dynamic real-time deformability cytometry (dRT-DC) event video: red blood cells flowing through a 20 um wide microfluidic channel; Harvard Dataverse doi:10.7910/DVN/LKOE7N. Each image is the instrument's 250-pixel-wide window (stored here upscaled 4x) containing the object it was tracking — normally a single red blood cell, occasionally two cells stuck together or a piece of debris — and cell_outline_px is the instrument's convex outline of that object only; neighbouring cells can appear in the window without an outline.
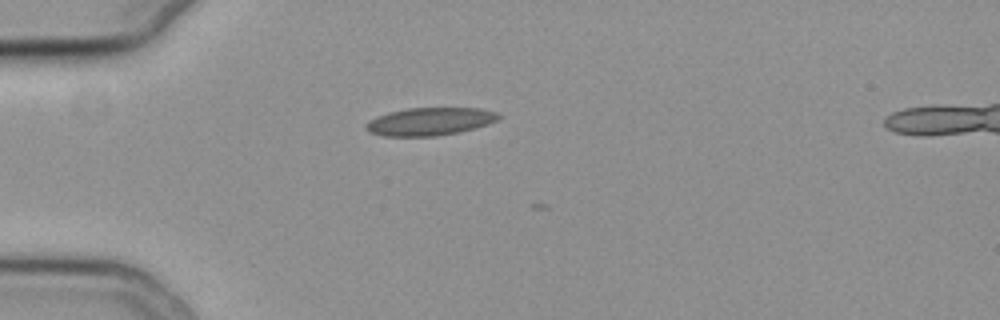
{"species": "common noctule bat (a hibernating species)", "species_latin": "Nyctalus noctula", "temperature_condition": "cold", "stored_images_in_passage": 41, "camera_frame_rate_fps": 3000, "um_per_image_px": 0.085, "animal": {"sex": "female", "body_mass_g": 19.3, "forearm_length_mm": 54.1}, "frame": {"image": 1, "passage_image": 1, "time_ms": 0.0, "image_size_px": [1000, 320], "cell_outline_px": [[500, 116], [496, 120], [488, 124], [460, 132], [436, 136], [384, 136], [368, 132], [364, 128], [364, 124], [376, 116], [388, 112], [408, 108], [480, 108], [496, 112]], "centroid_in_image_um": [36.49, 10.33], "position_along_channel_um": 48.5, "area_um2": 21.56}}
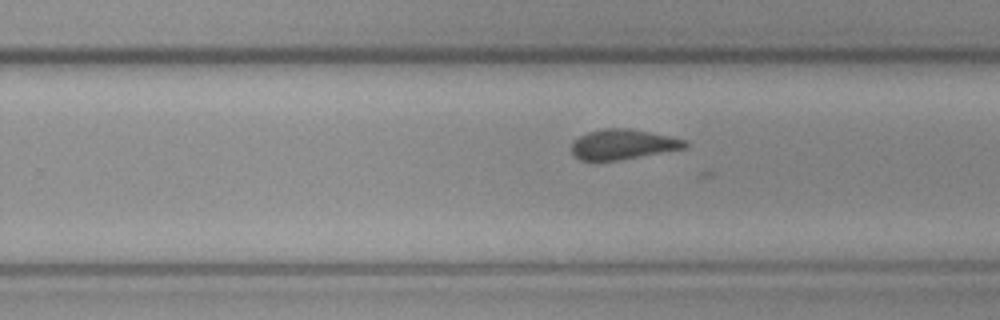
{"frame": {"image": 2, "passage_image": 21, "time_ms": 6.667, "image_size_px": [1000, 320], "cell_outline_px": [[688, 144], [684, 148], [620, 160], [580, 160], [572, 152], [572, 140], [588, 132], [604, 128], [628, 128], [668, 136], [684, 140]], "centroid_in_image_um": [52.9, 12.27], "position_along_channel_um": 276.9, "area_um2": 19.54}}
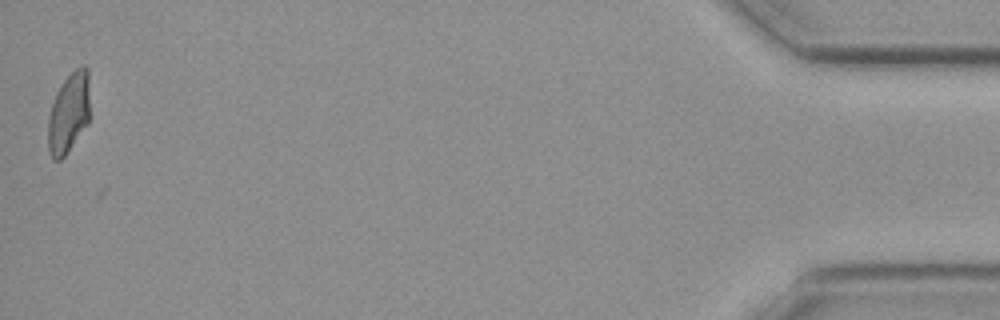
{"frame": {"image": 3, "passage_image": 41, "time_ms": 13.333, "image_size_px": [1000, 320], "cell_outline_px": [[88, 124], [64, 156], [60, 160], [52, 160], [48, 148], [48, 116], [56, 92], [64, 80], [76, 68], [84, 64], [88, 68]], "centroid_in_image_um": [5.82, 9.61], "position_along_channel_um": 429.4, "area_um2": 19.42}, "authors_computed_cell_mechanics": {"area_um2": 19.5364, "velocity_mm_per_s": 3.7097, "shape_relaxation_time_tau1_ms": 0.2727, "shape_relaxation_time_tau2_ms": 4.4725, "deformation_change_tau1": 0.2065, "deformation_change_tau2": 0.1007}}